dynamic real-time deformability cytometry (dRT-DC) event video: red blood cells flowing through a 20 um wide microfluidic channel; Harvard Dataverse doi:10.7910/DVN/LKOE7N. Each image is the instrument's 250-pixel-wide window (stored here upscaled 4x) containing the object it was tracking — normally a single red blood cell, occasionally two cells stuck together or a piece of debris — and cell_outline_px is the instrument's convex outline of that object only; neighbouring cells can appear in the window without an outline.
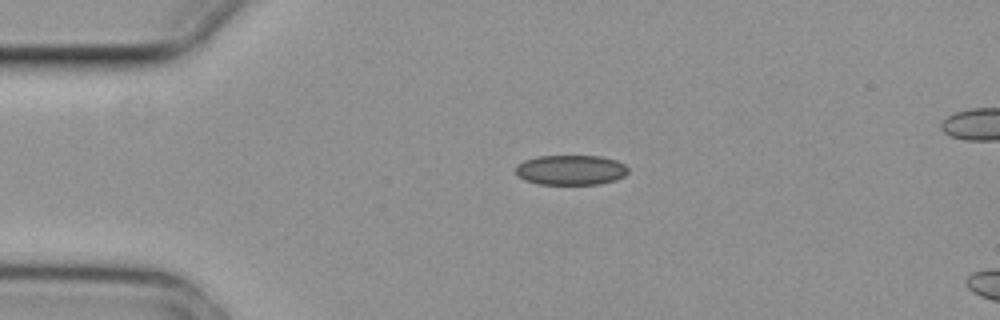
{"species": "common noctule bat (a hibernating species)", "species_latin": "Nyctalus noctula", "temperature_condition": "cold", "stored_images_in_passage": 3, "camera_frame_rate_fps": 3000, "um_per_image_px": 0.085, "animal": {"sex": "female", "body_mass_g": 29.2, "forearm_length_mm": 56.3}, "frame": {"image": 1, "passage_image": 1, "time_ms": 0.0, "image_size_px": [1000, 320], "cell_outline_px": [[628, 172], [624, 176], [616, 180], [600, 184], [536, 184], [524, 180], [516, 172], [516, 164], [524, 160], [540, 156], [600, 156], [616, 160], [624, 164], [628, 168]], "centroid_in_image_um": [48.52, 14.45], "position_along_channel_um": 36.5, "area_um2": 19.71}}